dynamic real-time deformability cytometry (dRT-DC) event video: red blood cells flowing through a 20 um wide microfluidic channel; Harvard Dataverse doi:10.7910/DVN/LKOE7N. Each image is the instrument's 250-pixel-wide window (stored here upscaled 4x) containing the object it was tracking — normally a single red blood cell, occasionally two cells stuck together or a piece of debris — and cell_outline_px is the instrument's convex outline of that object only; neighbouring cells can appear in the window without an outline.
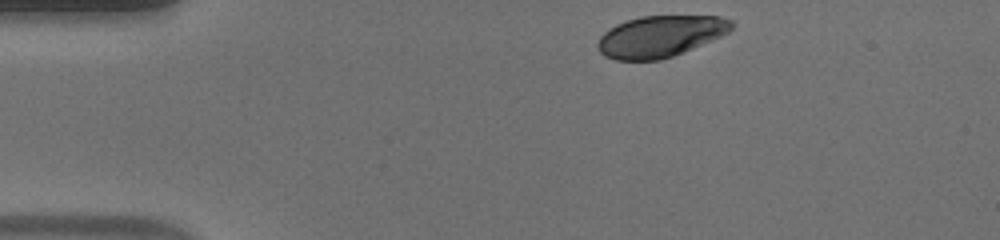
{"species": "human", "species_latin": "Homo sapiens", "temperature_condition": "warm", "stored_images_in_passage": 36, "camera_frame_rate_fps": 3000, "um_per_image_px": 0.085, "donor": {"sex": "male"}, "frame": {"image": 1, "passage_image": 1, "time_ms": 0.0, "image_size_px": [1000, 240], "cell_outline_px": [[736, 24], [728, 32], [720, 36], [692, 48], [672, 56], [660, 60], [616, 60], [604, 56], [600, 52], [596, 44], [600, 36], [608, 28], [616, 24], [640, 16], [720, 16], [732, 20]], "centroid_in_image_um": [56.1, 3.08], "position_along_channel_um": 28.9, "area_um2": 32.25}}
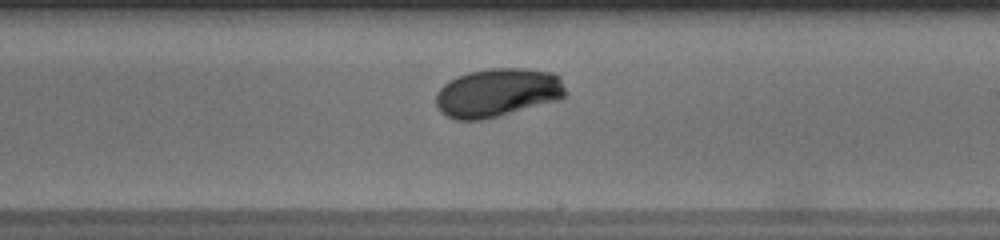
{"frame": {"image": 2, "passage_image": 23, "time_ms": 7.333, "image_size_px": [1000, 240], "cell_outline_px": [[568, 92], [560, 100], [480, 120], [456, 120], [440, 112], [436, 104], [436, 92], [448, 80], [456, 76], [468, 72], [488, 68], [528, 68], [552, 72], [560, 76]], "centroid_in_image_um": [42.31, 7.85], "position_along_channel_um": 246.7, "area_um2": 37.05}}
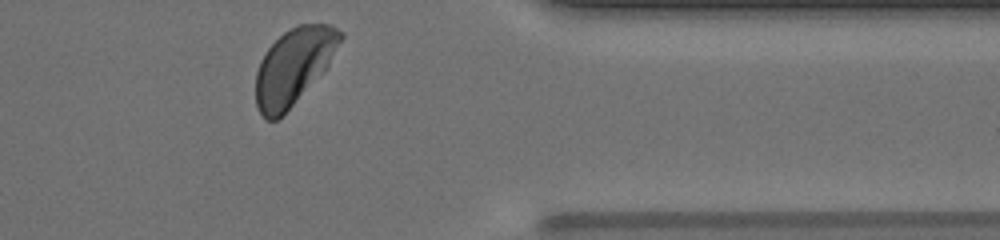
{"frame": {"image": 3, "passage_image": 35, "time_ms": 11.333, "image_size_px": [1000, 240], "cell_outline_px": [[344, 36], [328, 64], [292, 104], [276, 120], [268, 120], [260, 112], [256, 104], [256, 72], [260, 60], [268, 48], [284, 32], [300, 24], [332, 24], [344, 32]], "centroid_in_image_um": [24.96, 5.58], "position_along_channel_um": 386.4, "area_um2": 36.47}, "authors_computed_cell_mechanics": {"area_um2": 36.0383, "velocity_mm_per_s": 3.8532, "shape_relaxation_time_tau1_ms": 4.6066, "shape_relaxation_time_tau2_ms": null, "deformation_change_tau1": 0.1662, "deformation_change_tau2": null}}